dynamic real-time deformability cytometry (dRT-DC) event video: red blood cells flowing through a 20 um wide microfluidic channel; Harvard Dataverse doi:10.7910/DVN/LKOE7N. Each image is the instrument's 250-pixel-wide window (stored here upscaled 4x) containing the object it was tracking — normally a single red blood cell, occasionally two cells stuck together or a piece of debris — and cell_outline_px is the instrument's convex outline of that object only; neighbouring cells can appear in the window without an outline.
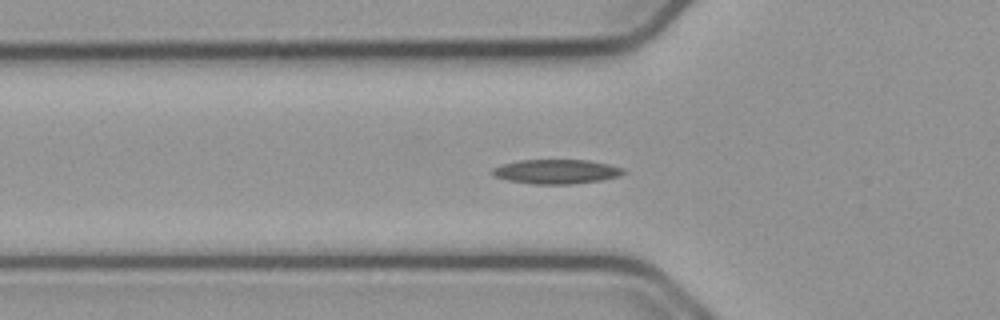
{"species": "common noctule bat (a hibernating species)", "species_latin": "Nyctalus noctula", "temperature_condition": "cold", "stored_images_in_passage": 56, "camera_frame_rate_fps": 3000, "um_per_image_px": 0.085, "animal": {"sex": "male", "body_mass_g": 23.1, "forearm_length_mm": 52.7}, "frame": {"image": 1, "passage_image": 19, "time_ms": 6.0, "image_size_px": [1000, 320], "cell_outline_px": [[628, 172], [620, 176], [600, 180], [572, 184], [532, 184], [508, 180], [492, 176], [488, 172], [492, 168], [500, 164], [520, 160], [588, 160], [608, 164], [624, 168]], "centroid_in_image_um": [47.25, 14.58], "position_along_channel_um": 78.5, "area_um2": 18.9}}
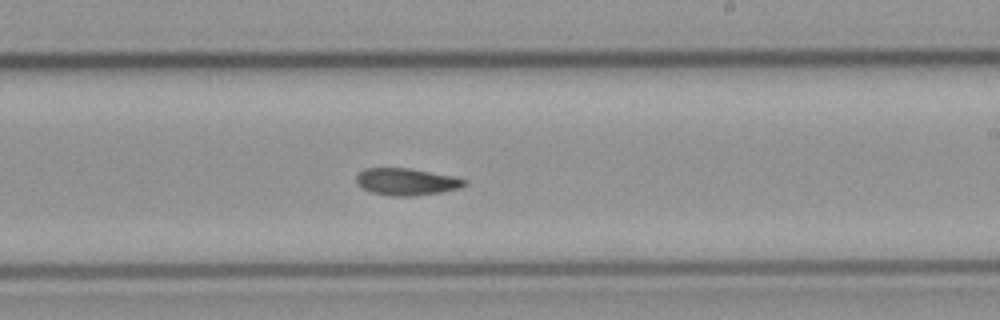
{"frame": {"image": 2, "passage_image": 33, "time_ms": 10.667, "image_size_px": [1000, 320], "cell_outline_px": [[468, 184], [460, 188], [440, 192], [412, 196], [392, 196], [372, 192], [360, 188], [356, 184], [356, 176], [364, 168], [408, 168], [456, 176], [468, 180]], "centroid_in_image_um": [34.56, 15.44], "position_along_channel_um": 254.4, "area_um2": 17.22}}
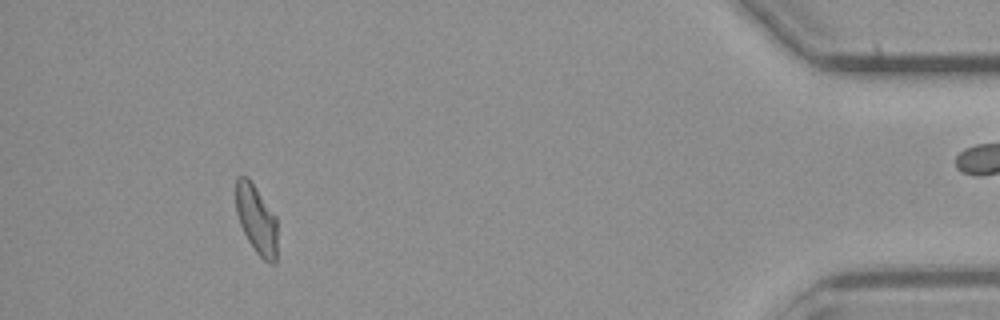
{"frame": {"image": 3, "passage_image": 51, "time_ms": 16.667, "image_size_px": [1000, 320], "cell_outline_px": [[276, 264], [268, 264], [256, 252], [248, 240], [240, 224], [236, 212], [236, 176], [248, 176], [276, 216]], "centroid_in_image_um": [21.79, 18.64], "position_along_channel_um": 413.4, "area_um2": 16.65}, "authors_computed_cell_mechanics": {"area_um2": 17.629, "velocity_mm_per_s": 3.7514, "shape_relaxation_time_tau1_ms": null, "shape_relaxation_time_tau2_ms": 5.9048, "deformation_change_tau1": null, "deformation_change_tau2": 0.1206}}